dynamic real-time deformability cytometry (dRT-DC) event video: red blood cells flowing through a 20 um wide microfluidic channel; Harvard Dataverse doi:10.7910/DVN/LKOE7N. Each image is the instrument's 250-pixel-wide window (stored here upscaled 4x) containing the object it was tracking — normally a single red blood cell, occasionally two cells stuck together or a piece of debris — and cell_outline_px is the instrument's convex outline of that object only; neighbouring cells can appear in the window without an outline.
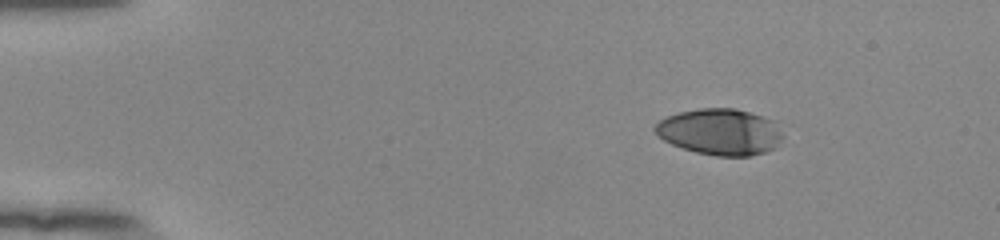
{"species": "human", "species_latin": "Homo sapiens", "temperature_condition": "room temperature", "stored_images_in_passage": 33, "camera_frame_rate_fps": 3000, "um_per_image_px": 0.085, "donor": {"sex": "female"}, "frame": {"image": 1, "passage_image": 1, "time_ms": 0.0, "image_size_px": [1000, 240], "cell_outline_px": [[784, 136], [776, 148], [764, 152], [748, 156], [716, 156], [696, 152], [672, 144], [664, 140], [656, 132], [656, 124], [660, 120], [668, 116], [680, 112], [700, 108], [736, 108], [772, 120]], "centroid_in_image_um": [61.23, 11.21], "position_along_channel_um": 23.8, "area_um2": 34.1}}
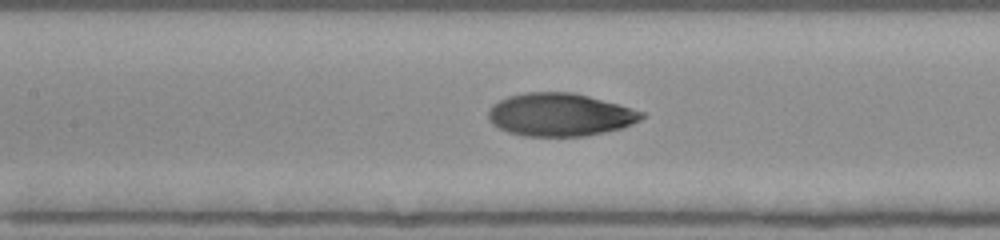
{"frame": {"image": 2, "passage_image": 19, "time_ms": 6.0, "image_size_px": [1000, 240], "cell_outline_px": [[644, 116], [640, 120], [632, 124], [620, 128], [604, 132], [584, 136], [524, 136], [508, 132], [492, 124], [488, 120], [488, 112], [492, 104], [508, 96], [524, 92], [572, 92], [588, 96], [644, 112]], "centroid_in_image_um": [47.55, 9.75], "position_along_channel_um": 159.9, "area_um2": 38.15}}
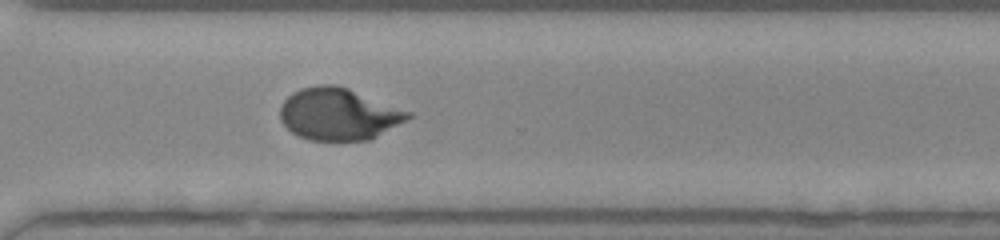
{"frame": {"image": 3, "passage_image": 33, "time_ms": 10.667, "image_size_px": [1000, 240], "cell_outline_px": [[412, 116], [376, 136], [368, 140], [308, 140], [292, 132], [280, 120], [280, 104], [292, 92], [300, 88], [320, 84], [336, 84], [348, 88], [412, 112]], "centroid_in_image_um": [28.74, 9.68], "position_along_channel_um": 341.9, "area_um2": 38.55}}